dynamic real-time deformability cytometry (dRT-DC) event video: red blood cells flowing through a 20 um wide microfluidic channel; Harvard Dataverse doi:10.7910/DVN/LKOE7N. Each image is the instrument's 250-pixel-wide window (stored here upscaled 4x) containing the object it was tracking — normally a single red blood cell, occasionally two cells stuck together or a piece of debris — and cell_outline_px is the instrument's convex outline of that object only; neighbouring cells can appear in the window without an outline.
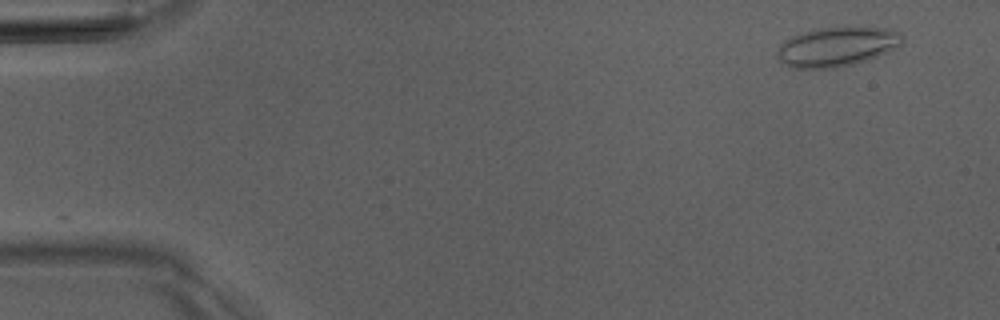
{"species": "Egyptian fruit bat (a non-hibernating species)", "species_latin": "Rousettus aegyptiacus", "temperature_condition": "room temperature", "stored_images_in_passage": 3, "camera_frame_rate_fps": 3000, "um_per_image_px": 0.085, "animal": {"sex": "male"}, "frame": {"image": 1, "passage_image": 1, "time_ms": 0.0, "image_size_px": [1000, 320], "cell_outline_px": [[904, 40], [900, 44], [868, 60], [836, 68], [792, 68], [780, 60], [776, 52], [780, 44], [792, 36], [804, 32], [820, 28], [888, 28], [900, 32], [904, 36]], "centroid_in_image_um": [71.12, 3.98], "position_along_channel_um": 13.9, "area_um2": 28.21}}